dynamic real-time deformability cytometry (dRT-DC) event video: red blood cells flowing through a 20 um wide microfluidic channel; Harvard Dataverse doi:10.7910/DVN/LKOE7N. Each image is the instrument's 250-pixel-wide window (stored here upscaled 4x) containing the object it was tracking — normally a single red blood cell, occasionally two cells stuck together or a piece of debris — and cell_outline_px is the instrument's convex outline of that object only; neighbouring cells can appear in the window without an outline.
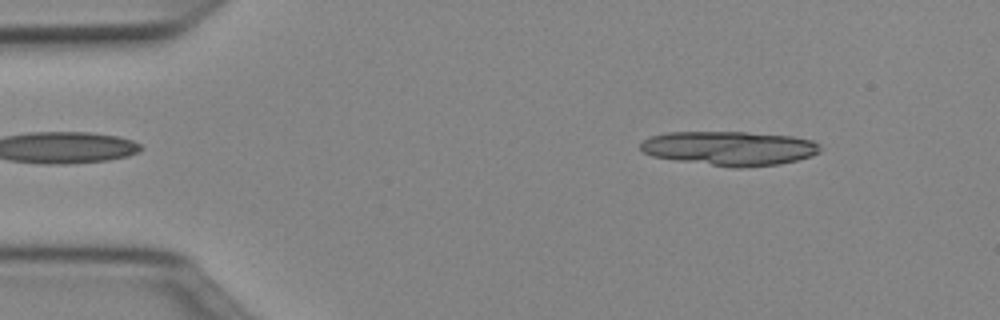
{"species": "Egyptian fruit bat (a non-hibernating species)", "species_latin": "Rousettus aegyptiacus", "temperature_condition": "cold", "stored_images_in_passage": 16, "camera_frame_rate_fps": 3000, "um_per_image_px": 0.085, "animal": {"sex": "female"}, "frame": {"image": 1, "passage_image": 2, "time_ms": 0.333, "image_size_px": [1000, 320], "cell_outline_px": [[820, 152], [812, 156], [780, 164], [740, 168], [732, 168], [676, 160], [652, 156], [644, 152], [640, 148], [640, 144], [644, 140], [652, 136], [668, 132], [744, 132], [792, 136], [812, 140], [820, 144]], "centroid_in_image_um": [62.03, 12.61], "position_along_channel_um": 23.0, "area_um2": 35.89}}
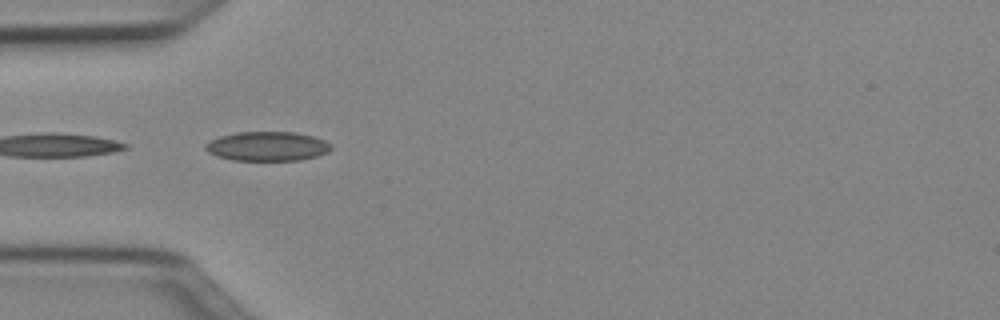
{"frame": {"image": 2, "passage_image": 11, "time_ms": 3.333, "image_size_px": [1000, 320], "cell_outline_px": [[332, 148], [328, 152], [316, 156], [296, 160], [232, 160], [216, 156], [208, 152], [204, 148], [204, 144], [220, 136], [236, 132], [296, 132], [312, 136], [324, 140], [332, 144]], "centroid_in_image_um": [22.71, 12.43], "position_along_channel_um": 62.3, "area_um2": 21.44}}